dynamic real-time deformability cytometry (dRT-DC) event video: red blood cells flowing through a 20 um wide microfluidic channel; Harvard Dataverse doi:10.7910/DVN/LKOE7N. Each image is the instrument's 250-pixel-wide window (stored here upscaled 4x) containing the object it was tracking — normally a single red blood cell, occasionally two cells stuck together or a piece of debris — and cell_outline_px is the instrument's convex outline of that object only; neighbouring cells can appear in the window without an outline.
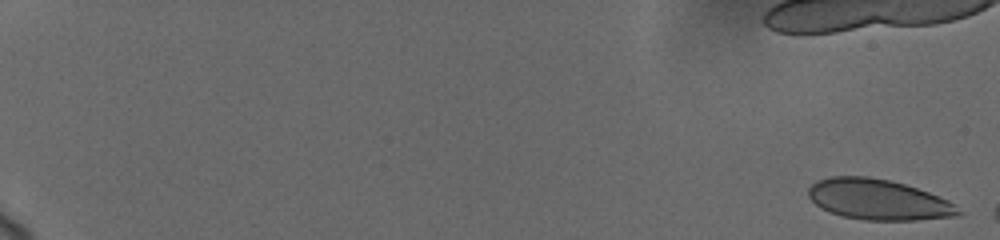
{"species": "human", "species_latin": "Homo sapiens", "temperature_condition": "cold", "stored_images_in_passage": 5, "camera_frame_rate_fps": 3000, "um_per_image_px": 0.085, "donor": {"sex": "female"}, "frame": {"image": 1, "passage_image": 1, "time_ms": 0.0, "image_size_px": [1000, 240], "cell_outline_px": [[960, 212], [956, 216], [916, 220], [864, 220], [844, 216], [828, 212], [820, 208], [808, 196], [808, 188], [816, 180], [832, 176], [868, 176], [892, 180], [928, 192], [948, 200], [956, 204]], "centroid_in_image_um": [74.62, 16.95], "position_along_channel_um": 10.4, "area_um2": 35.49}}